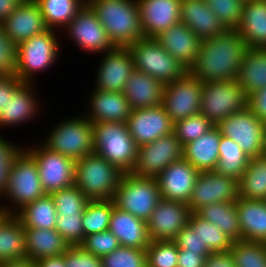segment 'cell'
Wrapping results in <instances>:
<instances>
[{
  "mask_svg": "<svg viewBox=\"0 0 266 267\" xmlns=\"http://www.w3.org/2000/svg\"><path fill=\"white\" fill-rule=\"evenodd\" d=\"M248 46L236 29L201 41L196 62L189 72L203 83L236 80Z\"/></svg>",
  "mask_w": 266,
  "mask_h": 267,
  "instance_id": "cell-1",
  "label": "cell"
},
{
  "mask_svg": "<svg viewBox=\"0 0 266 267\" xmlns=\"http://www.w3.org/2000/svg\"><path fill=\"white\" fill-rule=\"evenodd\" d=\"M87 4L115 47H128L144 38L136 0H90Z\"/></svg>",
  "mask_w": 266,
  "mask_h": 267,
  "instance_id": "cell-2",
  "label": "cell"
},
{
  "mask_svg": "<svg viewBox=\"0 0 266 267\" xmlns=\"http://www.w3.org/2000/svg\"><path fill=\"white\" fill-rule=\"evenodd\" d=\"M44 195L46 192L40 181L36 160L23 147L13 158L8 184L0 198V201L8 199L10 203L2 202L5 205L0 204V211L15 214L26 204L34 202Z\"/></svg>",
  "mask_w": 266,
  "mask_h": 267,
  "instance_id": "cell-3",
  "label": "cell"
},
{
  "mask_svg": "<svg viewBox=\"0 0 266 267\" xmlns=\"http://www.w3.org/2000/svg\"><path fill=\"white\" fill-rule=\"evenodd\" d=\"M57 34L54 29H48L16 45L15 76L19 80L35 83L36 74L57 64L61 56V40Z\"/></svg>",
  "mask_w": 266,
  "mask_h": 267,
  "instance_id": "cell-4",
  "label": "cell"
},
{
  "mask_svg": "<svg viewBox=\"0 0 266 267\" xmlns=\"http://www.w3.org/2000/svg\"><path fill=\"white\" fill-rule=\"evenodd\" d=\"M94 152L115 165L123 173H130L137 160L138 146L131 137L127 123H92Z\"/></svg>",
  "mask_w": 266,
  "mask_h": 267,
  "instance_id": "cell-5",
  "label": "cell"
},
{
  "mask_svg": "<svg viewBox=\"0 0 266 267\" xmlns=\"http://www.w3.org/2000/svg\"><path fill=\"white\" fill-rule=\"evenodd\" d=\"M123 172L97 153L76 161L74 185L89 200L113 199Z\"/></svg>",
  "mask_w": 266,
  "mask_h": 267,
  "instance_id": "cell-6",
  "label": "cell"
},
{
  "mask_svg": "<svg viewBox=\"0 0 266 267\" xmlns=\"http://www.w3.org/2000/svg\"><path fill=\"white\" fill-rule=\"evenodd\" d=\"M56 125L41 140L45 147L75 161L94 153L93 126L87 117L70 115Z\"/></svg>",
  "mask_w": 266,
  "mask_h": 267,
  "instance_id": "cell-7",
  "label": "cell"
},
{
  "mask_svg": "<svg viewBox=\"0 0 266 267\" xmlns=\"http://www.w3.org/2000/svg\"><path fill=\"white\" fill-rule=\"evenodd\" d=\"M161 199L156 178L123 173L113 201L117 208L147 222Z\"/></svg>",
  "mask_w": 266,
  "mask_h": 267,
  "instance_id": "cell-8",
  "label": "cell"
},
{
  "mask_svg": "<svg viewBox=\"0 0 266 267\" xmlns=\"http://www.w3.org/2000/svg\"><path fill=\"white\" fill-rule=\"evenodd\" d=\"M248 107V96L238 80L203 83L200 113L217 126L223 119Z\"/></svg>",
  "mask_w": 266,
  "mask_h": 267,
  "instance_id": "cell-9",
  "label": "cell"
},
{
  "mask_svg": "<svg viewBox=\"0 0 266 267\" xmlns=\"http://www.w3.org/2000/svg\"><path fill=\"white\" fill-rule=\"evenodd\" d=\"M127 48L132 54L136 70L164 84L180 79L188 71L155 38H142Z\"/></svg>",
  "mask_w": 266,
  "mask_h": 267,
  "instance_id": "cell-10",
  "label": "cell"
},
{
  "mask_svg": "<svg viewBox=\"0 0 266 267\" xmlns=\"http://www.w3.org/2000/svg\"><path fill=\"white\" fill-rule=\"evenodd\" d=\"M217 127L223 136L236 142L250 158L266 154V124L248 107L223 119Z\"/></svg>",
  "mask_w": 266,
  "mask_h": 267,
  "instance_id": "cell-11",
  "label": "cell"
},
{
  "mask_svg": "<svg viewBox=\"0 0 266 267\" xmlns=\"http://www.w3.org/2000/svg\"><path fill=\"white\" fill-rule=\"evenodd\" d=\"M24 147L36 160L40 181L46 194L74 185L76 164L74 159L51 151L41 141L35 146Z\"/></svg>",
  "mask_w": 266,
  "mask_h": 267,
  "instance_id": "cell-12",
  "label": "cell"
},
{
  "mask_svg": "<svg viewBox=\"0 0 266 267\" xmlns=\"http://www.w3.org/2000/svg\"><path fill=\"white\" fill-rule=\"evenodd\" d=\"M184 147L174 133L138 147L137 160L131 173L156 178L171 163L183 158Z\"/></svg>",
  "mask_w": 266,
  "mask_h": 267,
  "instance_id": "cell-13",
  "label": "cell"
},
{
  "mask_svg": "<svg viewBox=\"0 0 266 267\" xmlns=\"http://www.w3.org/2000/svg\"><path fill=\"white\" fill-rule=\"evenodd\" d=\"M203 82L187 71L165 84L162 105L173 122L200 113Z\"/></svg>",
  "mask_w": 266,
  "mask_h": 267,
  "instance_id": "cell-14",
  "label": "cell"
},
{
  "mask_svg": "<svg viewBox=\"0 0 266 267\" xmlns=\"http://www.w3.org/2000/svg\"><path fill=\"white\" fill-rule=\"evenodd\" d=\"M63 29L76 47L85 53L102 55L115 48L103 25L87 3Z\"/></svg>",
  "mask_w": 266,
  "mask_h": 267,
  "instance_id": "cell-15",
  "label": "cell"
},
{
  "mask_svg": "<svg viewBox=\"0 0 266 267\" xmlns=\"http://www.w3.org/2000/svg\"><path fill=\"white\" fill-rule=\"evenodd\" d=\"M240 198L239 180L215 171L200 172L187 205L192 212L217 202H236Z\"/></svg>",
  "mask_w": 266,
  "mask_h": 267,
  "instance_id": "cell-16",
  "label": "cell"
},
{
  "mask_svg": "<svg viewBox=\"0 0 266 267\" xmlns=\"http://www.w3.org/2000/svg\"><path fill=\"white\" fill-rule=\"evenodd\" d=\"M193 212L187 203L160 199L147 221L151 241L174 240L189 224Z\"/></svg>",
  "mask_w": 266,
  "mask_h": 267,
  "instance_id": "cell-17",
  "label": "cell"
},
{
  "mask_svg": "<svg viewBox=\"0 0 266 267\" xmlns=\"http://www.w3.org/2000/svg\"><path fill=\"white\" fill-rule=\"evenodd\" d=\"M94 76V87L102 91L123 93L125 84L135 70L133 57L127 47H115L102 54Z\"/></svg>",
  "mask_w": 266,
  "mask_h": 267,
  "instance_id": "cell-18",
  "label": "cell"
},
{
  "mask_svg": "<svg viewBox=\"0 0 266 267\" xmlns=\"http://www.w3.org/2000/svg\"><path fill=\"white\" fill-rule=\"evenodd\" d=\"M126 123L138 147L173 133L174 127L162 104L132 110Z\"/></svg>",
  "mask_w": 266,
  "mask_h": 267,
  "instance_id": "cell-19",
  "label": "cell"
},
{
  "mask_svg": "<svg viewBox=\"0 0 266 267\" xmlns=\"http://www.w3.org/2000/svg\"><path fill=\"white\" fill-rule=\"evenodd\" d=\"M199 173L184 158L171 163L156 177L161 198L188 203Z\"/></svg>",
  "mask_w": 266,
  "mask_h": 267,
  "instance_id": "cell-20",
  "label": "cell"
},
{
  "mask_svg": "<svg viewBox=\"0 0 266 267\" xmlns=\"http://www.w3.org/2000/svg\"><path fill=\"white\" fill-rule=\"evenodd\" d=\"M144 38H155L180 23L181 0H136Z\"/></svg>",
  "mask_w": 266,
  "mask_h": 267,
  "instance_id": "cell-21",
  "label": "cell"
},
{
  "mask_svg": "<svg viewBox=\"0 0 266 267\" xmlns=\"http://www.w3.org/2000/svg\"><path fill=\"white\" fill-rule=\"evenodd\" d=\"M2 26L6 36L15 45L49 29L40 11V7L34 0H24L6 18Z\"/></svg>",
  "mask_w": 266,
  "mask_h": 267,
  "instance_id": "cell-22",
  "label": "cell"
},
{
  "mask_svg": "<svg viewBox=\"0 0 266 267\" xmlns=\"http://www.w3.org/2000/svg\"><path fill=\"white\" fill-rule=\"evenodd\" d=\"M34 87L36 88L35 83H23L11 97H8L5 107L0 111V130L15 125L22 126L29 120H36L38 114L40 116L41 104L37 98V88Z\"/></svg>",
  "mask_w": 266,
  "mask_h": 267,
  "instance_id": "cell-23",
  "label": "cell"
},
{
  "mask_svg": "<svg viewBox=\"0 0 266 267\" xmlns=\"http://www.w3.org/2000/svg\"><path fill=\"white\" fill-rule=\"evenodd\" d=\"M88 95L89 109L83 115L92 123L127 122L132 109L123 93L93 89Z\"/></svg>",
  "mask_w": 266,
  "mask_h": 267,
  "instance_id": "cell-24",
  "label": "cell"
},
{
  "mask_svg": "<svg viewBox=\"0 0 266 267\" xmlns=\"http://www.w3.org/2000/svg\"><path fill=\"white\" fill-rule=\"evenodd\" d=\"M155 40L188 71L196 62L202 41L183 23L170 26L156 36Z\"/></svg>",
  "mask_w": 266,
  "mask_h": 267,
  "instance_id": "cell-25",
  "label": "cell"
},
{
  "mask_svg": "<svg viewBox=\"0 0 266 267\" xmlns=\"http://www.w3.org/2000/svg\"><path fill=\"white\" fill-rule=\"evenodd\" d=\"M180 23L185 24L202 41L226 30L205 0H181Z\"/></svg>",
  "mask_w": 266,
  "mask_h": 267,
  "instance_id": "cell-26",
  "label": "cell"
},
{
  "mask_svg": "<svg viewBox=\"0 0 266 267\" xmlns=\"http://www.w3.org/2000/svg\"><path fill=\"white\" fill-rule=\"evenodd\" d=\"M108 230L117 237L123 247L145 250L151 242L147 222L116 206L111 213Z\"/></svg>",
  "mask_w": 266,
  "mask_h": 267,
  "instance_id": "cell-27",
  "label": "cell"
},
{
  "mask_svg": "<svg viewBox=\"0 0 266 267\" xmlns=\"http://www.w3.org/2000/svg\"><path fill=\"white\" fill-rule=\"evenodd\" d=\"M165 84L144 72L134 70L125 84L123 94L132 110L162 104Z\"/></svg>",
  "mask_w": 266,
  "mask_h": 267,
  "instance_id": "cell-28",
  "label": "cell"
},
{
  "mask_svg": "<svg viewBox=\"0 0 266 267\" xmlns=\"http://www.w3.org/2000/svg\"><path fill=\"white\" fill-rule=\"evenodd\" d=\"M236 30L248 48H266V0H245Z\"/></svg>",
  "mask_w": 266,
  "mask_h": 267,
  "instance_id": "cell-29",
  "label": "cell"
},
{
  "mask_svg": "<svg viewBox=\"0 0 266 267\" xmlns=\"http://www.w3.org/2000/svg\"><path fill=\"white\" fill-rule=\"evenodd\" d=\"M221 132L214 126L198 139L184 145L183 158L199 172L214 171L219 157Z\"/></svg>",
  "mask_w": 266,
  "mask_h": 267,
  "instance_id": "cell-30",
  "label": "cell"
},
{
  "mask_svg": "<svg viewBox=\"0 0 266 267\" xmlns=\"http://www.w3.org/2000/svg\"><path fill=\"white\" fill-rule=\"evenodd\" d=\"M27 258L25 227L16 214L0 211V263Z\"/></svg>",
  "mask_w": 266,
  "mask_h": 267,
  "instance_id": "cell-31",
  "label": "cell"
},
{
  "mask_svg": "<svg viewBox=\"0 0 266 267\" xmlns=\"http://www.w3.org/2000/svg\"><path fill=\"white\" fill-rule=\"evenodd\" d=\"M235 205L242 240L266 243V201L240 197Z\"/></svg>",
  "mask_w": 266,
  "mask_h": 267,
  "instance_id": "cell-32",
  "label": "cell"
},
{
  "mask_svg": "<svg viewBox=\"0 0 266 267\" xmlns=\"http://www.w3.org/2000/svg\"><path fill=\"white\" fill-rule=\"evenodd\" d=\"M27 257L38 261L63 254L70 246L55 229L25 228Z\"/></svg>",
  "mask_w": 266,
  "mask_h": 267,
  "instance_id": "cell-33",
  "label": "cell"
},
{
  "mask_svg": "<svg viewBox=\"0 0 266 267\" xmlns=\"http://www.w3.org/2000/svg\"><path fill=\"white\" fill-rule=\"evenodd\" d=\"M237 80L247 96L266 87V48H248Z\"/></svg>",
  "mask_w": 266,
  "mask_h": 267,
  "instance_id": "cell-34",
  "label": "cell"
},
{
  "mask_svg": "<svg viewBox=\"0 0 266 267\" xmlns=\"http://www.w3.org/2000/svg\"><path fill=\"white\" fill-rule=\"evenodd\" d=\"M194 213L201 219L214 223L233 242L242 240L235 202H217L204 205Z\"/></svg>",
  "mask_w": 266,
  "mask_h": 267,
  "instance_id": "cell-35",
  "label": "cell"
},
{
  "mask_svg": "<svg viewBox=\"0 0 266 267\" xmlns=\"http://www.w3.org/2000/svg\"><path fill=\"white\" fill-rule=\"evenodd\" d=\"M15 214L25 228L55 229L57 210L51 194L26 204Z\"/></svg>",
  "mask_w": 266,
  "mask_h": 267,
  "instance_id": "cell-36",
  "label": "cell"
},
{
  "mask_svg": "<svg viewBox=\"0 0 266 267\" xmlns=\"http://www.w3.org/2000/svg\"><path fill=\"white\" fill-rule=\"evenodd\" d=\"M40 7L45 23L49 29L58 33L66 27L84 6V0H34Z\"/></svg>",
  "mask_w": 266,
  "mask_h": 267,
  "instance_id": "cell-37",
  "label": "cell"
},
{
  "mask_svg": "<svg viewBox=\"0 0 266 267\" xmlns=\"http://www.w3.org/2000/svg\"><path fill=\"white\" fill-rule=\"evenodd\" d=\"M240 197L266 200V155L250 158L239 179Z\"/></svg>",
  "mask_w": 266,
  "mask_h": 267,
  "instance_id": "cell-38",
  "label": "cell"
},
{
  "mask_svg": "<svg viewBox=\"0 0 266 267\" xmlns=\"http://www.w3.org/2000/svg\"><path fill=\"white\" fill-rule=\"evenodd\" d=\"M250 157L232 139L221 135L217 173L239 180L246 170Z\"/></svg>",
  "mask_w": 266,
  "mask_h": 267,
  "instance_id": "cell-39",
  "label": "cell"
},
{
  "mask_svg": "<svg viewBox=\"0 0 266 267\" xmlns=\"http://www.w3.org/2000/svg\"><path fill=\"white\" fill-rule=\"evenodd\" d=\"M114 207L113 199L90 200L88 202L82 216L84 238L90 234L108 230Z\"/></svg>",
  "mask_w": 266,
  "mask_h": 267,
  "instance_id": "cell-40",
  "label": "cell"
},
{
  "mask_svg": "<svg viewBox=\"0 0 266 267\" xmlns=\"http://www.w3.org/2000/svg\"><path fill=\"white\" fill-rule=\"evenodd\" d=\"M203 244H206L212 253L230 251L233 241L214 223L201 219L194 212L190 216L188 224Z\"/></svg>",
  "mask_w": 266,
  "mask_h": 267,
  "instance_id": "cell-41",
  "label": "cell"
},
{
  "mask_svg": "<svg viewBox=\"0 0 266 267\" xmlns=\"http://www.w3.org/2000/svg\"><path fill=\"white\" fill-rule=\"evenodd\" d=\"M230 252L236 267H266V243L264 242L234 241Z\"/></svg>",
  "mask_w": 266,
  "mask_h": 267,
  "instance_id": "cell-42",
  "label": "cell"
},
{
  "mask_svg": "<svg viewBox=\"0 0 266 267\" xmlns=\"http://www.w3.org/2000/svg\"><path fill=\"white\" fill-rule=\"evenodd\" d=\"M213 127L214 125L208 118L202 113H198L174 122L173 133L184 146L198 139Z\"/></svg>",
  "mask_w": 266,
  "mask_h": 267,
  "instance_id": "cell-43",
  "label": "cell"
},
{
  "mask_svg": "<svg viewBox=\"0 0 266 267\" xmlns=\"http://www.w3.org/2000/svg\"><path fill=\"white\" fill-rule=\"evenodd\" d=\"M145 252L147 267H177L178 247L172 240L151 241Z\"/></svg>",
  "mask_w": 266,
  "mask_h": 267,
  "instance_id": "cell-44",
  "label": "cell"
},
{
  "mask_svg": "<svg viewBox=\"0 0 266 267\" xmlns=\"http://www.w3.org/2000/svg\"><path fill=\"white\" fill-rule=\"evenodd\" d=\"M57 214H83L90 201L75 185L51 193Z\"/></svg>",
  "mask_w": 266,
  "mask_h": 267,
  "instance_id": "cell-45",
  "label": "cell"
},
{
  "mask_svg": "<svg viewBox=\"0 0 266 267\" xmlns=\"http://www.w3.org/2000/svg\"><path fill=\"white\" fill-rule=\"evenodd\" d=\"M103 267H147L143 249L120 246L101 258Z\"/></svg>",
  "mask_w": 266,
  "mask_h": 267,
  "instance_id": "cell-46",
  "label": "cell"
},
{
  "mask_svg": "<svg viewBox=\"0 0 266 267\" xmlns=\"http://www.w3.org/2000/svg\"><path fill=\"white\" fill-rule=\"evenodd\" d=\"M226 29H236L241 18L245 0H205Z\"/></svg>",
  "mask_w": 266,
  "mask_h": 267,
  "instance_id": "cell-47",
  "label": "cell"
},
{
  "mask_svg": "<svg viewBox=\"0 0 266 267\" xmlns=\"http://www.w3.org/2000/svg\"><path fill=\"white\" fill-rule=\"evenodd\" d=\"M83 214H57L55 230L69 246H80L84 240Z\"/></svg>",
  "mask_w": 266,
  "mask_h": 267,
  "instance_id": "cell-48",
  "label": "cell"
},
{
  "mask_svg": "<svg viewBox=\"0 0 266 267\" xmlns=\"http://www.w3.org/2000/svg\"><path fill=\"white\" fill-rule=\"evenodd\" d=\"M117 237L109 230L86 236L80 245L86 252L102 258L120 247Z\"/></svg>",
  "mask_w": 266,
  "mask_h": 267,
  "instance_id": "cell-49",
  "label": "cell"
},
{
  "mask_svg": "<svg viewBox=\"0 0 266 267\" xmlns=\"http://www.w3.org/2000/svg\"><path fill=\"white\" fill-rule=\"evenodd\" d=\"M3 134L0 135V198L3 196L8 184V178L13 164V158L24 147L7 141Z\"/></svg>",
  "mask_w": 266,
  "mask_h": 267,
  "instance_id": "cell-50",
  "label": "cell"
},
{
  "mask_svg": "<svg viewBox=\"0 0 266 267\" xmlns=\"http://www.w3.org/2000/svg\"><path fill=\"white\" fill-rule=\"evenodd\" d=\"M173 241L176 243L178 249H185L188 252H198L201 256H209L212 253L207 245L202 243L198 232H195L189 225L183 227Z\"/></svg>",
  "mask_w": 266,
  "mask_h": 267,
  "instance_id": "cell-51",
  "label": "cell"
},
{
  "mask_svg": "<svg viewBox=\"0 0 266 267\" xmlns=\"http://www.w3.org/2000/svg\"><path fill=\"white\" fill-rule=\"evenodd\" d=\"M16 45L6 36L0 24V75L15 74Z\"/></svg>",
  "mask_w": 266,
  "mask_h": 267,
  "instance_id": "cell-52",
  "label": "cell"
},
{
  "mask_svg": "<svg viewBox=\"0 0 266 267\" xmlns=\"http://www.w3.org/2000/svg\"><path fill=\"white\" fill-rule=\"evenodd\" d=\"M63 254L66 267H103L101 258L86 252L80 246H70Z\"/></svg>",
  "mask_w": 266,
  "mask_h": 267,
  "instance_id": "cell-53",
  "label": "cell"
},
{
  "mask_svg": "<svg viewBox=\"0 0 266 267\" xmlns=\"http://www.w3.org/2000/svg\"><path fill=\"white\" fill-rule=\"evenodd\" d=\"M23 83L15 74L0 75V111L5 107L8 97H11Z\"/></svg>",
  "mask_w": 266,
  "mask_h": 267,
  "instance_id": "cell-54",
  "label": "cell"
},
{
  "mask_svg": "<svg viewBox=\"0 0 266 267\" xmlns=\"http://www.w3.org/2000/svg\"><path fill=\"white\" fill-rule=\"evenodd\" d=\"M248 108L260 121L266 124V87L248 96Z\"/></svg>",
  "mask_w": 266,
  "mask_h": 267,
  "instance_id": "cell-55",
  "label": "cell"
},
{
  "mask_svg": "<svg viewBox=\"0 0 266 267\" xmlns=\"http://www.w3.org/2000/svg\"><path fill=\"white\" fill-rule=\"evenodd\" d=\"M207 257L201 256L198 252H188L185 249H178L177 267H204Z\"/></svg>",
  "mask_w": 266,
  "mask_h": 267,
  "instance_id": "cell-56",
  "label": "cell"
},
{
  "mask_svg": "<svg viewBox=\"0 0 266 267\" xmlns=\"http://www.w3.org/2000/svg\"><path fill=\"white\" fill-rule=\"evenodd\" d=\"M204 267H236L230 251L211 253L204 263Z\"/></svg>",
  "mask_w": 266,
  "mask_h": 267,
  "instance_id": "cell-57",
  "label": "cell"
},
{
  "mask_svg": "<svg viewBox=\"0 0 266 267\" xmlns=\"http://www.w3.org/2000/svg\"><path fill=\"white\" fill-rule=\"evenodd\" d=\"M24 0H0V24L8 18Z\"/></svg>",
  "mask_w": 266,
  "mask_h": 267,
  "instance_id": "cell-58",
  "label": "cell"
},
{
  "mask_svg": "<svg viewBox=\"0 0 266 267\" xmlns=\"http://www.w3.org/2000/svg\"><path fill=\"white\" fill-rule=\"evenodd\" d=\"M36 267H66L65 255L51 256L36 261Z\"/></svg>",
  "mask_w": 266,
  "mask_h": 267,
  "instance_id": "cell-59",
  "label": "cell"
},
{
  "mask_svg": "<svg viewBox=\"0 0 266 267\" xmlns=\"http://www.w3.org/2000/svg\"><path fill=\"white\" fill-rule=\"evenodd\" d=\"M0 267H36V261L27 257L0 263Z\"/></svg>",
  "mask_w": 266,
  "mask_h": 267,
  "instance_id": "cell-60",
  "label": "cell"
}]
</instances>
